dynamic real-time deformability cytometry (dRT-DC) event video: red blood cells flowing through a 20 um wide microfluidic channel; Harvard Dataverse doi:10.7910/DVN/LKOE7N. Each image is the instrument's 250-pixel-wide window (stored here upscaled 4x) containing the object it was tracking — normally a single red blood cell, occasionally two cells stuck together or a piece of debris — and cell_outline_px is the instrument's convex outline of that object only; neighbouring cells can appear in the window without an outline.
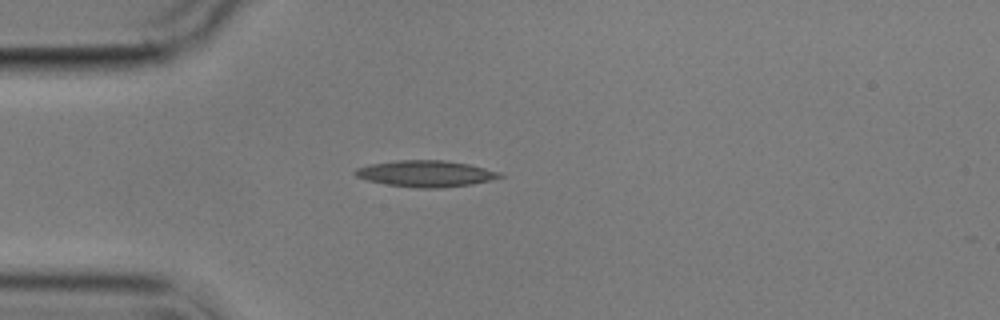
{"species": "common noctule bat (a hibernating species)", "species_latin": "Nyctalus noctula", "temperature_condition": "cold", "stored_images_in_passage": 3, "camera_frame_rate_fps": 3000, "um_per_image_px": 0.085, "animal": {"sex": "male", "body_mass_g": 17.9}, "frame": {"image": 1, "passage_image": 3, "time_ms": 2.333, "image_size_px": [1000, 320], "cell_outline_px": [[504, 176], [492, 180], [472, 184], [440, 188], [420, 188], [388, 184], [368, 180], [356, 176], [352, 172], [356, 168], [368, 164], [396, 160], [444, 160], [468, 164], [504, 172]], "centroid_in_image_um": [36.23, 14.75], "position_along_channel_um": 48.8, "area_um2": 22.31}}